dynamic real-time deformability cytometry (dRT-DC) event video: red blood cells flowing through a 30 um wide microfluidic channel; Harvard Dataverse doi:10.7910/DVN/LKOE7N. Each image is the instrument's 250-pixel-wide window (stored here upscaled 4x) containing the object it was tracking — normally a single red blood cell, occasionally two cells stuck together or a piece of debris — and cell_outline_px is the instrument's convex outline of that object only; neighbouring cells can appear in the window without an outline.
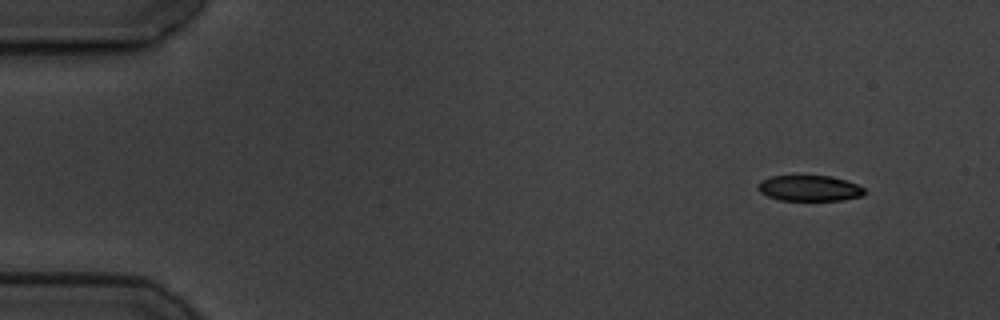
{"species": "common noctule bat (a hibernating species)", "species_latin": "Nyctalus noctula", "temperature_condition": "cold", "stored_images_in_passage": 54, "camera_frame_rate_fps": 3000, "um_per_image_px": 0.085, "animal": {"sex": "male", "body_mass_g": 19.5, "forearm_length_mm": 54.6}, "frame": {"image": 1, "passage_image": 1, "time_ms": 0.0, "image_size_px": [1000, 320], "cell_outline_px": [[868, 192], [864, 196], [844, 200], [780, 200], [768, 196], [760, 192], [756, 188], [756, 184], [760, 180], [772, 176], [832, 176], [856, 184], [864, 188]], "centroid_in_image_um": [68.81, 16.0], "position_along_channel_um": 16.2, "area_um2": 16.13}}
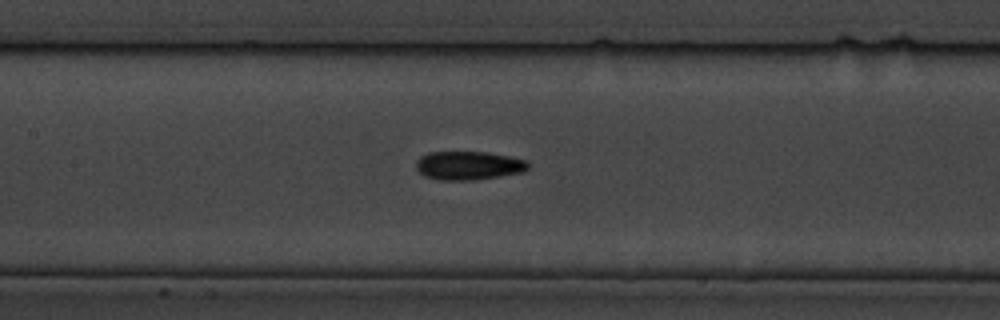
{"frame": {"image": 2, "passage_image": 23, "time_ms": 7.333, "image_size_px": [1000, 320], "cell_outline_px": [[528, 168], [524, 172], [476, 180], [440, 180], [424, 176], [416, 168], [416, 160], [420, 156], [428, 152], [484, 152], [508, 156], [524, 160], [528, 164]], "centroid_in_image_um": [39.79, 14.07], "position_along_channel_um": 167.6, "area_um2": 18.67}}
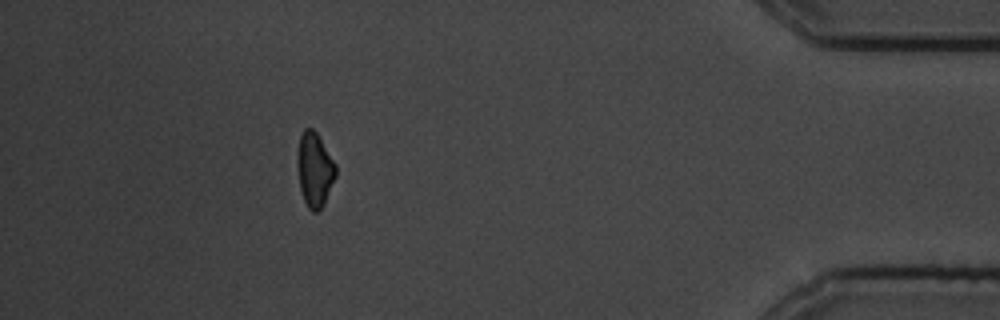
{"frame": {"image": 3, "passage_image": 48, "time_ms": 15.667, "image_size_px": [1000, 320], "cell_outline_px": [[336, 176], [324, 204], [316, 212], [312, 212], [308, 208], [304, 200], [300, 188], [296, 168], [296, 160], [300, 136], [304, 128], [312, 128], [316, 132], [336, 164]], "centroid_in_image_um": [26.73, 14.42], "position_along_channel_um": 408.5, "area_um2": 16.7}, "authors_computed_cell_mechanics": {"area_um2": 17.6868, "velocity_mm_per_s": 3.492, "shape_relaxation_time_tau1_ms": 2.7421, "shape_relaxation_time_tau2_ms": 5.5296, "deformation_change_tau1": 0.1028, "deformation_change_tau2": 0.1227}}